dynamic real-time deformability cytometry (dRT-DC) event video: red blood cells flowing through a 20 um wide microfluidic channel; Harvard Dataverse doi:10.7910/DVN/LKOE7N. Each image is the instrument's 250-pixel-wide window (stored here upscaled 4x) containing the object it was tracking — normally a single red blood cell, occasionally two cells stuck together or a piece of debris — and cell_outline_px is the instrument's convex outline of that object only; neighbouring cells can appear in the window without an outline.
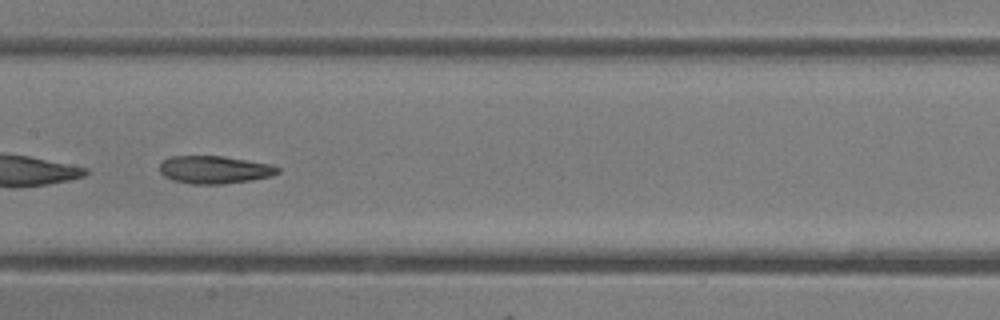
{"species": "common noctule bat (a hibernating species)", "species_latin": "Nyctalus noctula", "temperature_condition": "room temperature", "stored_images_in_passage": 30, "camera_frame_rate_fps": 3000, "um_per_image_px": 0.085, "animal": {"sex": "female"}, "frame": {"image": 1, "passage_image": 9, "time_ms": 2.667, "image_size_px": [1000, 320], "cell_outline_px": [[280, 172], [272, 176], [252, 180], [224, 184], [192, 184], [172, 180], [164, 176], [160, 172], [160, 164], [164, 160], [172, 156], [224, 156], [272, 164], [280, 168]], "centroid_in_image_um": [18.27, 14.43], "position_along_channel_um": 189.1, "area_um2": 19.25}}
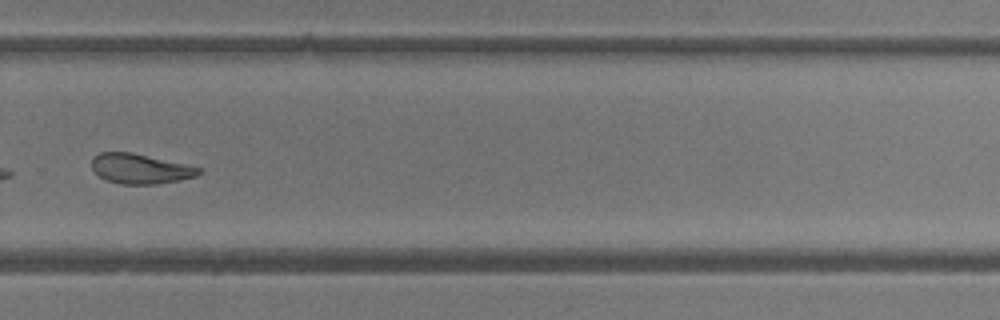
{"frame": {"image": 2, "passage_image": 18, "time_ms": 5.667, "image_size_px": [1000, 320], "cell_outline_px": [[204, 172], [196, 176], [180, 180], [156, 184], [120, 184], [104, 180], [92, 168], [92, 156], [100, 152], [132, 152], [204, 168]], "centroid_in_image_um": [11.95, 14.34], "position_along_channel_um": 317.9, "area_um2": 18.9}, "authors_computed_cell_mechanics": {"area_um2": 19.5364, "velocity_mm_per_s": 4.3104, "shape_relaxation_time_tau1_ms": 3.865, "shape_relaxation_time_tau2_ms": 3.0545, "deformation_change_tau1": 0.1376, "deformation_change_tau2": 0.1103}}